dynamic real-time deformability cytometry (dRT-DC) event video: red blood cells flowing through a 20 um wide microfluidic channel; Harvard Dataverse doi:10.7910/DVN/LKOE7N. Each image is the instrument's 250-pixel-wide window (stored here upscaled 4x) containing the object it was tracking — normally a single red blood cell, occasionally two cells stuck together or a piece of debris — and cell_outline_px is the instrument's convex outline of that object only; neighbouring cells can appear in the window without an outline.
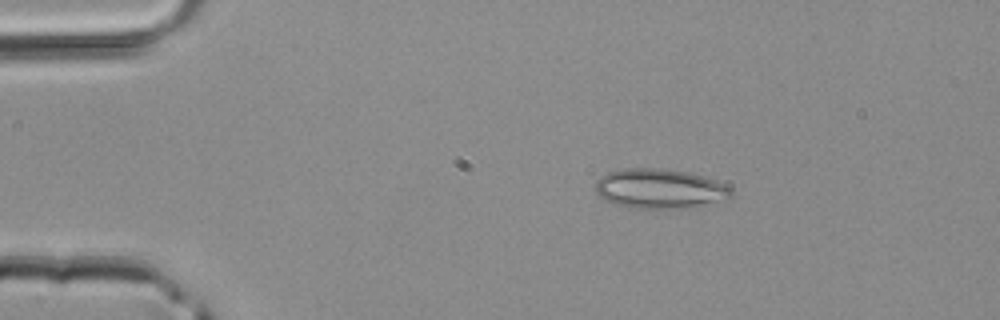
{"species": "common noctule bat (a hibernating species)", "species_latin": "Nyctalus noctula", "temperature_condition": "room temperature", "stored_images_in_passage": 2, "camera_frame_rate_fps": 3000, "um_per_image_px": 0.085, "animal": {"sex": "male", "body_mass_g": 20.4}, "frame": {"image": 1, "passage_image": 1, "time_ms": 0.0, "image_size_px": [1000, 320], "cell_outline_px": [[732, 196], [728, 200], [692, 208], [628, 208], [616, 204], [600, 196], [596, 192], [596, 180], [600, 176], [608, 172], [624, 168], [660, 168], [688, 172], [704, 176], [724, 184], [732, 188]], "centroid_in_image_um": [56.12, 16.04], "position_along_channel_um": 28.9, "area_um2": 31.73}}